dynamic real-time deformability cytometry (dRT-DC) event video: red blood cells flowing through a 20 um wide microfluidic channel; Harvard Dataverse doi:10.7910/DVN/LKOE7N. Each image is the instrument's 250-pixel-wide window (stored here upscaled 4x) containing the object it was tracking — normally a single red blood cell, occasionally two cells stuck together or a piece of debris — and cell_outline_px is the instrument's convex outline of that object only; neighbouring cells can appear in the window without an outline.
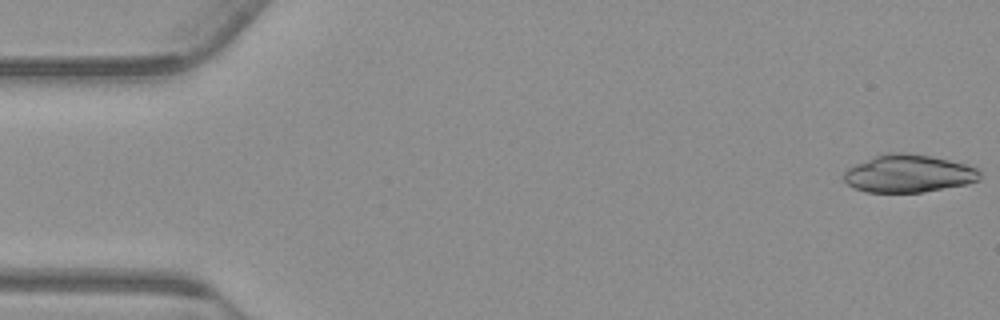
{"species": "common noctule bat (a hibernating species)", "species_latin": "Nyctalus noctula", "temperature_condition": "warm", "stored_images_in_passage": 54, "camera_frame_rate_fps": 3000, "um_per_image_px": 0.085, "animal": {"sex": "male", "body_mass_g": 23.1, "forearm_length_mm": 52.7}, "frame": {"image": 1, "passage_image": 1, "time_ms": 0.0, "image_size_px": [1000, 320], "cell_outline_px": [[980, 180], [968, 184], [920, 192], [864, 192], [848, 184], [844, 180], [844, 172], [848, 168], [872, 156], [888, 152], [904, 152], [928, 156], [968, 164], [980, 168]], "centroid_in_image_um": [77.25, 14.75], "position_along_channel_um": 7.8, "area_um2": 29.94}}